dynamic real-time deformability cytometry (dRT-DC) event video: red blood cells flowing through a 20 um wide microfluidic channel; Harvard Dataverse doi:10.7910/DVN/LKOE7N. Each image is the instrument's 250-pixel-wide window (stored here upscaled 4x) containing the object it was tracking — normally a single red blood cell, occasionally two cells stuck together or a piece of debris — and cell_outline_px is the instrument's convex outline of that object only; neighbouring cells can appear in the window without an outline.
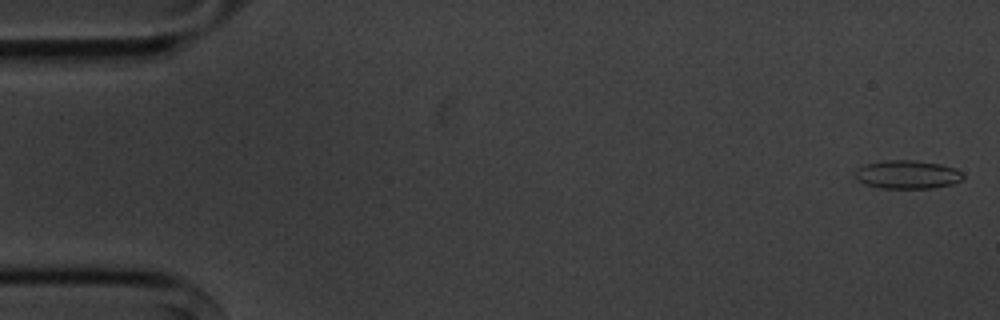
{"species": "common noctule bat (a hibernating species)", "species_latin": "Nyctalus noctula", "temperature_condition": "cold", "stored_images_in_passage": 6, "camera_frame_rate_fps": 3000, "um_per_image_px": 0.085, "animal": {"sex": "male", "body_mass_g": 20.1, "forearm_length_mm": 53.5}, "frame": {"image": 1, "passage_image": 1, "time_ms": 0.0, "image_size_px": [1000, 320], "cell_outline_px": [[964, 180], [952, 184], [932, 188], [880, 188], [864, 184], [856, 176], [856, 168], [868, 164], [884, 160], [916, 160], [940, 164], [952, 168], [960, 172], [964, 176]], "centroid_in_image_um": [77.14, 14.84], "position_along_channel_um": 7.9, "area_um2": 17.74}}